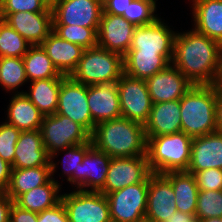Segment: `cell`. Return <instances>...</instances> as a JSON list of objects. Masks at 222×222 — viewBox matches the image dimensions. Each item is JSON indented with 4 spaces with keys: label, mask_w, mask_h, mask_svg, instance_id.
Listing matches in <instances>:
<instances>
[{
    "label": "cell",
    "mask_w": 222,
    "mask_h": 222,
    "mask_svg": "<svg viewBox=\"0 0 222 222\" xmlns=\"http://www.w3.org/2000/svg\"><path fill=\"white\" fill-rule=\"evenodd\" d=\"M194 85H216L222 64V45L192 29L177 33L171 62Z\"/></svg>",
    "instance_id": "1"
},
{
    "label": "cell",
    "mask_w": 222,
    "mask_h": 222,
    "mask_svg": "<svg viewBox=\"0 0 222 222\" xmlns=\"http://www.w3.org/2000/svg\"><path fill=\"white\" fill-rule=\"evenodd\" d=\"M91 141L111 158L145 156L147 152L144 125L125 117L96 124Z\"/></svg>",
    "instance_id": "2"
},
{
    "label": "cell",
    "mask_w": 222,
    "mask_h": 222,
    "mask_svg": "<svg viewBox=\"0 0 222 222\" xmlns=\"http://www.w3.org/2000/svg\"><path fill=\"white\" fill-rule=\"evenodd\" d=\"M181 132L194 138L216 132V85H193L180 99Z\"/></svg>",
    "instance_id": "3"
},
{
    "label": "cell",
    "mask_w": 222,
    "mask_h": 222,
    "mask_svg": "<svg viewBox=\"0 0 222 222\" xmlns=\"http://www.w3.org/2000/svg\"><path fill=\"white\" fill-rule=\"evenodd\" d=\"M146 137V155L152 173L187 171L191 158L192 137L184 132Z\"/></svg>",
    "instance_id": "4"
},
{
    "label": "cell",
    "mask_w": 222,
    "mask_h": 222,
    "mask_svg": "<svg viewBox=\"0 0 222 222\" xmlns=\"http://www.w3.org/2000/svg\"><path fill=\"white\" fill-rule=\"evenodd\" d=\"M124 73L123 56L95 46L85 49L76 69L70 75L86 86L115 83Z\"/></svg>",
    "instance_id": "5"
},
{
    "label": "cell",
    "mask_w": 222,
    "mask_h": 222,
    "mask_svg": "<svg viewBox=\"0 0 222 222\" xmlns=\"http://www.w3.org/2000/svg\"><path fill=\"white\" fill-rule=\"evenodd\" d=\"M40 132L50 160L60 150L91 140V134L82 125L58 113L43 117Z\"/></svg>",
    "instance_id": "6"
},
{
    "label": "cell",
    "mask_w": 222,
    "mask_h": 222,
    "mask_svg": "<svg viewBox=\"0 0 222 222\" xmlns=\"http://www.w3.org/2000/svg\"><path fill=\"white\" fill-rule=\"evenodd\" d=\"M149 177L106 195L112 222H145Z\"/></svg>",
    "instance_id": "7"
},
{
    "label": "cell",
    "mask_w": 222,
    "mask_h": 222,
    "mask_svg": "<svg viewBox=\"0 0 222 222\" xmlns=\"http://www.w3.org/2000/svg\"><path fill=\"white\" fill-rule=\"evenodd\" d=\"M70 222H112L106 195L76 189L61 195Z\"/></svg>",
    "instance_id": "8"
},
{
    "label": "cell",
    "mask_w": 222,
    "mask_h": 222,
    "mask_svg": "<svg viewBox=\"0 0 222 222\" xmlns=\"http://www.w3.org/2000/svg\"><path fill=\"white\" fill-rule=\"evenodd\" d=\"M117 89L122 117L144 125L149 119L153 104L146 80L123 73L117 81Z\"/></svg>",
    "instance_id": "9"
},
{
    "label": "cell",
    "mask_w": 222,
    "mask_h": 222,
    "mask_svg": "<svg viewBox=\"0 0 222 222\" xmlns=\"http://www.w3.org/2000/svg\"><path fill=\"white\" fill-rule=\"evenodd\" d=\"M53 25L99 27L103 0H51Z\"/></svg>",
    "instance_id": "10"
},
{
    "label": "cell",
    "mask_w": 222,
    "mask_h": 222,
    "mask_svg": "<svg viewBox=\"0 0 222 222\" xmlns=\"http://www.w3.org/2000/svg\"><path fill=\"white\" fill-rule=\"evenodd\" d=\"M56 113L72 119L90 134L93 133L96 124L92 120L88 107L87 86L76 82L70 76H66L61 81Z\"/></svg>",
    "instance_id": "11"
},
{
    "label": "cell",
    "mask_w": 222,
    "mask_h": 222,
    "mask_svg": "<svg viewBox=\"0 0 222 222\" xmlns=\"http://www.w3.org/2000/svg\"><path fill=\"white\" fill-rule=\"evenodd\" d=\"M152 174L147 155L111 158L104 187V195L132 184L144 182Z\"/></svg>",
    "instance_id": "12"
},
{
    "label": "cell",
    "mask_w": 222,
    "mask_h": 222,
    "mask_svg": "<svg viewBox=\"0 0 222 222\" xmlns=\"http://www.w3.org/2000/svg\"><path fill=\"white\" fill-rule=\"evenodd\" d=\"M176 34L158 18L152 24L134 29L128 52L161 53L171 63Z\"/></svg>",
    "instance_id": "13"
},
{
    "label": "cell",
    "mask_w": 222,
    "mask_h": 222,
    "mask_svg": "<svg viewBox=\"0 0 222 222\" xmlns=\"http://www.w3.org/2000/svg\"><path fill=\"white\" fill-rule=\"evenodd\" d=\"M31 45H40L53 30L51 5L44 12H16L0 14Z\"/></svg>",
    "instance_id": "14"
},
{
    "label": "cell",
    "mask_w": 222,
    "mask_h": 222,
    "mask_svg": "<svg viewBox=\"0 0 222 222\" xmlns=\"http://www.w3.org/2000/svg\"><path fill=\"white\" fill-rule=\"evenodd\" d=\"M136 26L119 15L102 13L97 31V46L124 56L130 49Z\"/></svg>",
    "instance_id": "15"
},
{
    "label": "cell",
    "mask_w": 222,
    "mask_h": 222,
    "mask_svg": "<svg viewBox=\"0 0 222 222\" xmlns=\"http://www.w3.org/2000/svg\"><path fill=\"white\" fill-rule=\"evenodd\" d=\"M177 211L171 182L163 175L149 176L145 222H163Z\"/></svg>",
    "instance_id": "16"
},
{
    "label": "cell",
    "mask_w": 222,
    "mask_h": 222,
    "mask_svg": "<svg viewBox=\"0 0 222 222\" xmlns=\"http://www.w3.org/2000/svg\"><path fill=\"white\" fill-rule=\"evenodd\" d=\"M146 83L153 104L179 100L194 85L172 63Z\"/></svg>",
    "instance_id": "17"
},
{
    "label": "cell",
    "mask_w": 222,
    "mask_h": 222,
    "mask_svg": "<svg viewBox=\"0 0 222 222\" xmlns=\"http://www.w3.org/2000/svg\"><path fill=\"white\" fill-rule=\"evenodd\" d=\"M87 102L95 124L122 117L117 82L87 86Z\"/></svg>",
    "instance_id": "18"
},
{
    "label": "cell",
    "mask_w": 222,
    "mask_h": 222,
    "mask_svg": "<svg viewBox=\"0 0 222 222\" xmlns=\"http://www.w3.org/2000/svg\"><path fill=\"white\" fill-rule=\"evenodd\" d=\"M209 168L222 169V132H213L192 139L191 158L186 172Z\"/></svg>",
    "instance_id": "19"
},
{
    "label": "cell",
    "mask_w": 222,
    "mask_h": 222,
    "mask_svg": "<svg viewBox=\"0 0 222 222\" xmlns=\"http://www.w3.org/2000/svg\"><path fill=\"white\" fill-rule=\"evenodd\" d=\"M15 146L12 168L52 166L40 130L21 131Z\"/></svg>",
    "instance_id": "20"
},
{
    "label": "cell",
    "mask_w": 222,
    "mask_h": 222,
    "mask_svg": "<svg viewBox=\"0 0 222 222\" xmlns=\"http://www.w3.org/2000/svg\"><path fill=\"white\" fill-rule=\"evenodd\" d=\"M40 45L58 71L65 76L73 73L85 50L82 46L60 38L53 31Z\"/></svg>",
    "instance_id": "21"
},
{
    "label": "cell",
    "mask_w": 222,
    "mask_h": 222,
    "mask_svg": "<svg viewBox=\"0 0 222 222\" xmlns=\"http://www.w3.org/2000/svg\"><path fill=\"white\" fill-rule=\"evenodd\" d=\"M110 160V156L92 146L80 163L79 190L99 192L106 182Z\"/></svg>",
    "instance_id": "22"
},
{
    "label": "cell",
    "mask_w": 222,
    "mask_h": 222,
    "mask_svg": "<svg viewBox=\"0 0 222 222\" xmlns=\"http://www.w3.org/2000/svg\"><path fill=\"white\" fill-rule=\"evenodd\" d=\"M180 99L152 104L146 136L169 135L181 132Z\"/></svg>",
    "instance_id": "23"
},
{
    "label": "cell",
    "mask_w": 222,
    "mask_h": 222,
    "mask_svg": "<svg viewBox=\"0 0 222 222\" xmlns=\"http://www.w3.org/2000/svg\"><path fill=\"white\" fill-rule=\"evenodd\" d=\"M194 29L222 45V0H192Z\"/></svg>",
    "instance_id": "24"
},
{
    "label": "cell",
    "mask_w": 222,
    "mask_h": 222,
    "mask_svg": "<svg viewBox=\"0 0 222 222\" xmlns=\"http://www.w3.org/2000/svg\"><path fill=\"white\" fill-rule=\"evenodd\" d=\"M52 166L33 168H12L10 182L5 193L15 201L21 194L46 184L53 176L57 167L53 160Z\"/></svg>",
    "instance_id": "25"
},
{
    "label": "cell",
    "mask_w": 222,
    "mask_h": 222,
    "mask_svg": "<svg viewBox=\"0 0 222 222\" xmlns=\"http://www.w3.org/2000/svg\"><path fill=\"white\" fill-rule=\"evenodd\" d=\"M16 92L8 105L6 122L20 131L40 130L44 115L24 94V91Z\"/></svg>",
    "instance_id": "26"
},
{
    "label": "cell",
    "mask_w": 222,
    "mask_h": 222,
    "mask_svg": "<svg viewBox=\"0 0 222 222\" xmlns=\"http://www.w3.org/2000/svg\"><path fill=\"white\" fill-rule=\"evenodd\" d=\"M124 73L147 80L171 64L161 53L127 52L123 56Z\"/></svg>",
    "instance_id": "27"
},
{
    "label": "cell",
    "mask_w": 222,
    "mask_h": 222,
    "mask_svg": "<svg viewBox=\"0 0 222 222\" xmlns=\"http://www.w3.org/2000/svg\"><path fill=\"white\" fill-rule=\"evenodd\" d=\"M65 77L58 76L56 78L30 81V91L28 93L24 92V94L44 116L55 114L58 107L61 81Z\"/></svg>",
    "instance_id": "28"
},
{
    "label": "cell",
    "mask_w": 222,
    "mask_h": 222,
    "mask_svg": "<svg viewBox=\"0 0 222 222\" xmlns=\"http://www.w3.org/2000/svg\"><path fill=\"white\" fill-rule=\"evenodd\" d=\"M163 175L172 184L176 209L185 213H195L199 189L194 175L186 171L168 172Z\"/></svg>",
    "instance_id": "29"
},
{
    "label": "cell",
    "mask_w": 222,
    "mask_h": 222,
    "mask_svg": "<svg viewBox=\"0 0 222 222\" xmlns=\"http://www.w3.org/2000/svg\"><path fill=\"white\" fill-rule=\"evenodd\" d=\"M60 187V183L51 178L46 184L21 194L14 203L25 210L40 213L61 201V194L58 195Z\"/></svg>",
    "instance_id": "30"
},
{
    "label": "cell",
    "mask_w": 222,
    "mask_h": 222,
    "mask_svg": "<svg viewBox=\"0 0 222 222\" xmlns=\"http://www.w3.org/2000/svg\"><path fill=\"white\" fill-rule=\"evenodd\" d=\"M22 58L29 81L65 76L51 62L41 45H31Z\"/></svg>",
    "instance_id": "31"
},
{
    "label": "cell",
    "mask_w": 222,
    "mask_h": 222,
    "mask_svg": "<svg viewBox=\"0 0 222 222\" xmlns=\"http://www.w3.org/2000/svg\"><path fill=\"white\" fill-rule=\"evenodd\" d=\"M28 82L22 57H0V85L7 91Z\"/></svg>",
    "instance_id": "32"
},
{
    "label": "cell",
    "mask_w": 222,
    "mask_h": 222,
    "mask_svg": "<svg viewBox=\"0 0 222 222\" xmlns=\"http://www.w3.org/2000/svg\"><path fill=\"white\" fill-rule=\"evenodd\" d=\"M30 46L29 42L0 18V57H23Z\"/></svg>",
    "instance_id": "33"
},
{
    "label": "cell",
    "mask_w": 222,
    "mask_h": 222,
    "mask_svg": "<svg viewBox=\"0 0 222 222\" xmlns=\"http://www.w3.org/2000/svg\"><path fill=\"white\" fill-rule=\"evenodd\" d=\"M98 28L77 25H53L52 31L60 38L88 49L97 46Z\"/></svg>",
    "instance_id": "34"
},
{
    "label": "cell",
    "mask_w": 222,
    "mask_h": 222,
    "mask_svg": "<svg viewBox=\"0 0 222 222\" xmlns=\"http://www.w3.org/2000/svg\"><path fill=\"white\" fill-rule=\"evenodd\" d=\"M93 146L92 141H88L81 145H75L66 148L67 151L65 154V159L61 162L63 165L64 173L67 175V181L71 182V184L75 185L79 190V167L80 163H82L85 155L88 150ZM68 157V158H67Z\"/></svg>",
    "instance_id": "35"
},
{
    "label": "cell",
    "mask_w": 222,
    "mask_h": 222,
    "mask_svg": "<svg viewBox=\"0 0 222 222\" xmlns=\"http://www.w3.org/2000/svg\"><path fill=\"white\" fill-rule=\"evenodd\" d=\"M157 0H133L122 17L136 27L154 23L159 17L156 12Z\"/></svg>",
    "instance_id": "36"
},
{
    "label": "cell",
    "mask_w": 222,
    "mask_h": 222,
    "mask_svg": "<svg viewBox=\"0 0 222 222\" xmlns=\"http://www.w3.org/2000/svg\"><path fill=\"white\" fill-rule=\"evenodd\" d=\"M196 216L198 222L208 218H222V190H199Z\"/></svg>",
    "instance_id": "37"
},
{
    "label": "cell",
    "mask_w": 222,
    "mask_h": 222,
    "mask_svg": "<svg viewBox=\"0 0 222 222\" xmlns=\"http://www.w3.org/2000/svg\"><path fill=\"white\" fill-rule=\"evenodd\" d=\"M21 131L6 121L0 124V157L11 166L14 163L15 145Z\"/></svg>",
    "instance_id": "38"
},
{
    "label": "cell",
    "mask_w": 222,
    "mask_h": 222,
    "mask_svg": "<svg viewBox=\"0 0 222 222\" xmlns=\"http://www.w3.org/2000/svg\"><path fill=\"white\" fill-rule=\"evenodd\" d=\"M50 5L51 0H0V14L44 12Z\"/></svg>",
    "instance_id": "39"
},
{
    "label": "cell",
    "mask_w": 222,
    "mask_h": 222,
    "mask_svg": "<svg viewBox=\"0 0 222 222\" xmlns=\"http://www.w3.org/2000/svg\"><path fill=\"white\" fill-rule=\"evenodd\" d=\"M188 173L194 175L199 190H222V169L209 168Z\"/></svg>",
    "instance_id": "40"
},
{
    "label": "cell",
    "mask_w": 222,
    "mask_h": 222,
    "mask_svg": "<svg viewBox=\"0 0 222 222\" xmlns=\"http://www.w3.org/2000/svg\"><path fill=\"white\" fill-rule=\"evenodd\" d=\"M38 222H70L62 201L50 209L38 213Z\"/></svg>",
    "instance_id": "41"
},
{
    "label": "cell",
    "mask_w": 222,
    "mask_h": 222,
    "mask_svg": "<svg viewBox=\"0 0 222 222\" xmlns=\"http://www.w3.org/2000/svg\"><path fill=\"white\" fill-rule=\"evenodd\" d=\"M10 222H38V213L25 210L13 202L10 211Z\"/></svg>",
    "instance_id": "42"
},
{
    "label": "cell",
    "mask_w": 222,
    "mask_h": 222,
    "mask_svg": "<svg viewBox=\"0 0 222 222\" xmlns=\"http://www.w3.org/2000/svg\"><path fill=\"white\" fill-rule=\"evenodd\" d=\"M133 0H103V13L122 16Z\"/></svg>",
    "instance_id": "43"
},
{
    "label": "cell",
    "mask_w": 222,
    "mask_h": 222,
    "mask_svg": "<svg viewBox=\"0 0 222 222\" xmlns=\"http://www.w3.org/2000/svg\"><path fill=\"white\" fill-rule=\"evenodd\" d=\"M12 166L0 157V193H5L9 186Z\"/></svg>",
    "instance_id": "44"
},
{
    "label": "cell",
    "mask_w": 222,
    "mask_h": 222,
    "mask_svg": "<svg viewBox=\"0 0 222 222\" xmlns=\"http://www.w3.org/2000/svg\"><path fill=\"white\" fill-rule=\"evenodd\" d=\"M13 202L6 193H0V222H10V211Z\"/></svg>",
    "instance_id": "45"
},
{
    "label": "cell",
    "mask_w": 222,
    "mask_h": 222,
    "mask_svg": "<svg viewBox=\"0 0 222 222\" xmlns=\"http://www.w3.org/2000/svg\"><path fill=\"white\" fill-rule=\"evenodd\" d=\"M216 131L222 132V87L216 84Z\"/></svg>",
    "instance_id": "46"
},
{
    "label": "cell",
    "mask_w": 222,
    "mask_h": 222,
    "mask_svg": "<svg viewBox=\"0 0 222 222\" xmlns=\"http://www.w3.org/2000/svg\"><path fill=\"white\" fill-rule=\"evenodd\" d=\"M163 222H198V219L196 213H185L177 210L174 215Z\"/></svg>",
    "instance_id": "47"
},
{
    "label": "cell",
    "mask_w": 222,
    "mask_h": 222,
    "mask_svg": "<svg viewBox=\"0 0 222 222\" xmlns=\"http://www.w3.org/2000/svg\"><path fill=\"white\" fill-rule=\"evenodd\" d=\"M199 222H222V218H208V219H202Z\"/></svg>",
    "instance_id": "48"
},
{
    "label": "cell",
    "mask_w": 222,
    "mask_h": 222,
    "mask_svg": "<svg viewBox=\"0 0 222 222\" xmlns=\"http://www.w3.org/2000/svg\"><path fill=\"white\" fill-rule=\"evenodd\" d=\"M220 87H222V64H221V73H220V77L217 83Z\"/></svg>",
    "instance_id": "49"
}]
</instances>
